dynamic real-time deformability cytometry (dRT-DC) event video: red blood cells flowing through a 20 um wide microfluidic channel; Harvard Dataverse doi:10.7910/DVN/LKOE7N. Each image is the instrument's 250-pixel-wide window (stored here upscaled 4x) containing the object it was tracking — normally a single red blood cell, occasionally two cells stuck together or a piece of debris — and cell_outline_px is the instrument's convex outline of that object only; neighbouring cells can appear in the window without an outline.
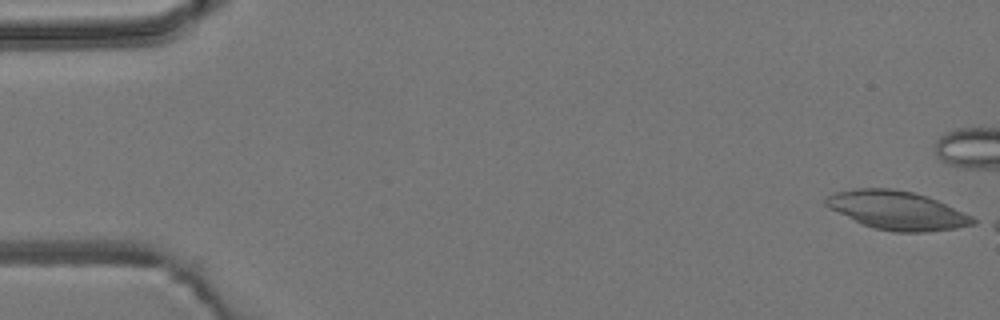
{"species": "common noctule bat (a hibernating species)", "species_latin": "Nyctalus noctula", "temperature_condition": "room temperature", "stored_images_in_passage": 3, "camera_frame_rate_fps": 3000, "um_per_image_px": 0.085, "animal": {"sex": "male", "body_mass_g": 19.2, "forearm_length_mm": 51.8}, "frame": {"image": 1, "passage_image": 1, "time_ms": 0.0, "image_size_px": [1000, 320], "cell_outline_px": [[980, 220], [976, 224], [956, 228], [924, 232], [892, 232], [876, 228], [864, 224], [828, 208], [824, 204], [824, 200], [828, 196], [836, 192], [852, 188], [892, 188], [912, 192], [928, 196], [972, 216]], "centroid_in_image_um": [76.27, 17.87], "position_along_channel_um": 8.7, "area_um2": 33.0}}